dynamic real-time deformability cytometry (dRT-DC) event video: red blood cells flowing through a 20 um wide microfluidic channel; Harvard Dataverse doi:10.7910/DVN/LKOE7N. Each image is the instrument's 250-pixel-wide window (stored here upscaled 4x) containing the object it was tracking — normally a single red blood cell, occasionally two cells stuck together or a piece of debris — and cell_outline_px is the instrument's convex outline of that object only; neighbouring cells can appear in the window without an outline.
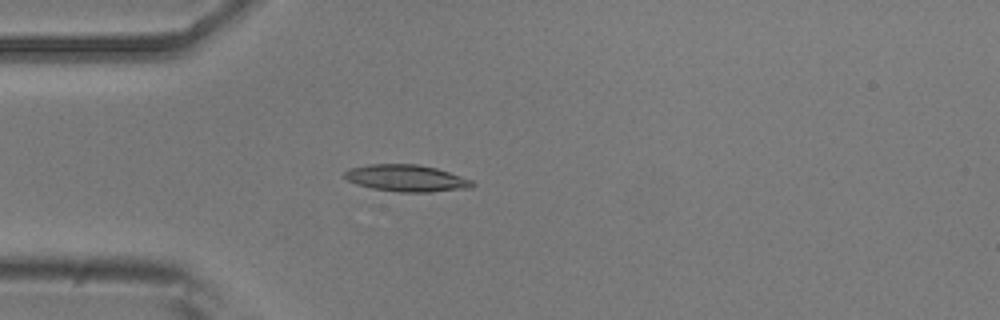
{"species": "common noctule bat (a hibernating species)", "species_latin": "Nyctalus noctula", "temperature_condition": "room temperature", "stored_images_in_passage": 5, "camera_frame_rate_fps": 3000, "um_per_image_px": 0.085, "animal": {"sex": "male", "body_mass_g": 20.5, "forearm_length_mm": 52.5}, "frame": {"image": 1, "passage_image": 5, "time_ms": 1.333, "image_size_px": [1000, 320], "cell_outline_px": [[476, 184], [472, 188], [432, 192], [396, 192], [372, 188], [356, 184], [348, 180], [344, 176], [344, 172], [348, 168], [368, 164], [420, 164], [436, 168], [472, 180]], "centroid_in_image_um": [34.55, 15.15], "position_along_channel_um": 50.5, "area_um2": 20.11}}